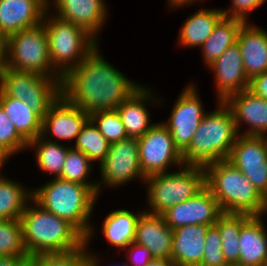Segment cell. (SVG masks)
Instances as JSON below:
<instances>
[{"mask_svg": "<svg viewBox=\"0 0 267 266\" xmlns=\"http://www.w3.org/2000/svg\"><path fill=\"white\" fill-rule=\"evenodd\" d=\"M107 6L106 0H53L48 6V11L85 29L101 43L99 33L110 16Z\"/></svg>", "mask_w": 267, "mask_h": 266, "instance_id": "obj_15", "label": "cell"}, {"mask_svg": "<svg viewBox=\"0 0 267 266\" xmlns=\"http://www.w3.org/2000/svg\"><path fill=\"white\" fill-rule=\"evenodd\" d=\"M224 102L233 114L239 135L267 136L266 99L256 95L248 88L231 95ZM243 124L247 125L244 130L241 129Z\"/></svg>", "mask_w": 267, "mask_h": 266, "instance_id": "obj_18", "label": "cell"}, {"mask_svg": "<svg viewBox=\"0 0 267 266\" xmlns=\"http://www.w3.org/2000/svg\"><path fill=\"white\" fill-rule=\"evenodd\" d=\"M225 264L221 235L218 228L212 225L205 236V250L200 266H224Z\"/></svg>", "mask_w": 267, "mask_h": 266, "instance_id": "obj_38", "label": "cell"}, {"mask_svg": "<svg viewBox=\"0 0 267 266\" xmlns=\"http://www.w3.org/2000/svg\"><path fill=\"white\" fill-rule=\"evenodd\" d=\"M2 256L30 257L24 245L20 219H0V257Z\"/></svg>", "mask_w": 267, "mask_h": 266, "instance_id": "obj_34", "label": "cell"}, {"mask_svg": "<svg viewBox=\"0 0 267 266\" xmlns=\"http://www.w3.org/2000/svg\"><path fill=\"white\" fill-rule=\"evenodd\" d=\"M145 266H175V265H174V262L172 260H169V259L153 258Z\"/></svg>", "mask_w": 267, "mask_h": 266, "instance_id": "obj_46", "label": "cell"}, {"mask_svg": "<svg viewBox=\"0 0 267 266\" xmlns=\"http://www.w3.org/2000/svg\"><path fill=\"white\" fill-rule=\"evenodd\" d=\"M89 246L66 253L39 254L31 256L29 261L34 266H93L89 256Z\"/></svg>", "mask_w": 267, "mask_h": 266, "instance_id": "obj_35", "label": "cell"}, {"mask_svg": "<svg viewBox=\"0 0 267 266\" xmlns=\"http://www.w3.org/2000/svg\"><path fill=\"white\" fill-rule=\"evenodd\" d=\"M6 68L62 78L52 67L44 24L7 37Z\"/></svg>", "mask_w": 267, "mask_h": 266, "instance_id": "obj_9", "label": "cell"}, {"mask_svg": "<svg viewBox=\"0 0 267 266\" xmlns=\"http://www.w3.org/2000/svg\"><path fill=\"white\" fill-rule=\"evenodd\" d=\"M212 225H187L173 230L171 260L175 266H200L205 236Z\"/></svg>", "mask_w": 267, "mask_h": 266, "instance_id": "obj_23", "label": "cell"}, {"mask_svg": "<svg viewBox=\"0 0 267 266\" xmlns=\"http://www.w3.org/2000/svg\"><path fill=\"white\" fill-rule=\"evenodd\" d=\"M7 37L0 32V72L6 68Z\"/></svg>", "mask_w": 267, "mask_h": 266, "instance_id": "obj_44", "label": "cell"}, {"mask_svg": "<svg viewBox=\"0 0 267 266\" xmlns=\"http://www.w3.org/2000/svg\"><path fill=\"white\" fill-rule=\"evenodd\" d=\"M88 120L87 112L60 95L42 119L41 137L51 142L63 143L64 141V144L69 142L72 146Z\"/></svg>", "mask_w": 267, "mask_h": 266, "instance_id": "obj_14", "label": "cell"}, {"mask_svg": "<svg viewBox=\"0 0 267 266\" xmlns=\"http://www.w3.org/2000/svg\"><path fill=\"white\" fill-rule=\"evenodd\" d=\"M134 242L146 247L153 258L171 260L173 230L162 215L144 211L137 221Z\"/></svg>", "mask_w": 267, "mask_h": 266, "instance_id": "obj_21", "label": "cell"}, {"mask_svg": "<svg viewBox=\"0 0 267 266\" xmlns=\"http://www.w3.org/2000/svg\"><path fill=\"white\" fill-rule=\"evenodd\" d=\"M48 6L42 0H0V32L6 37L42 23Z\"/></svg>", "mask_w": 267, "mask_h": 266, "instance_id": "obj_20", "label": "cell"}, {"mask_svg": "<svg viewBox=\"0 0 267 266\" xmlns=\"http://www.w3.org/2000/svg\"><path fill=\"white\" fill-rule=\"evenodd\" d=\"M10 157L3 151L0 149V175H2L3 173H1L4 170V166H6L9 161ZM3 169V170H1Z\"/></svg>", "mask_w": 267, "mask_h": 266, "instance_id": "obj_47", "label": "cell"}, {"mask_svg": "<svg viewBox=\"0 0 267 266\" xmlns=\"http://www.w3.org/2000/svg\"><path fill=\"white\" fill-rule=\"evenodd\" d=\"M205 0H166L167 2V9L169 8V10L173 9V10H176L179 8H184L185 7H188L190 5H193V4H201V2H204Z\"/></svg>", "mask_w": 267, "mask_h": 266, "instance_id": "obj_43", "label": "cell"}, {"mask_svg": "<svg viewBox=\"0 0 267 266\" xmlns=\"http://www.w3.org/2000/svg\"><path fill=\"white\" fill-rule=\"evenodd\" d=\"M47 6L51 4L53 0H42Z\"/></svg>", "mask_w": 267, "mask_h": 266, "instance_id": "obj_49", "label": "cell"}, {"mask_svg": "<svg viewBox=\"0 0 267 266\" xmlns=\"http://www.w3.org/2000/svg\"><path fill=\"white\" fill-rule=\"evenodd\" d=\"M248 214L223 213L214 224L221 235L222 253L226 263H239V235Z\"/></svg>", "mask_w": 267, "mask_h": 266, "instance_id": "obj_31", "label": "cell"}, {"mask_svg": "<svg viewBox=\"0 0 267 266\" xmlns=\"http://www.w3.org/2000/svg\"><path fill=\"white\" fill-rule=\"evenodd\" d=\"M265 203H266V206H267V196L265 197Z\"/></svg>", "mask_w": 267, "mask_h": 266, "instance_id": "obj_51", "label": "cell"}, {"mask_svg": "<svg viewBox=\"0 0 267 266\" xmlns=\"http://www.w3.org/2000/svg\"><path fill=\"white\" fill-rule=\"evenodd\" d=\"M249 89L256 95L267 100V71L255 76L250 81Z\"/></svg>", "mask_w": 267, "mask_h": 266, "instance_id": "obj_41", "label": "cell"}, {"mask_svg": "<svg viewBox=\"0 0 267 266\" xmlns=\"http://www.w3.org/2000/svg\"><path fill=\"white\" fill-rule=\"evenodd\" d=\"M72 147L83 152L93 163L96 162L99 165L107 156L110 143L89 119L82 127Z\"/></svg>", "mask_w": 267, "mask_h": 266, "instance_id": "obj_33", "label": "cell"}, {"mask_svg": "<svg viewBox=\"0 0 267 266\" xmlns=\"http://www.w3.org/2000/svg\"><path fill=\"white\" fill-rule=\"evenodd\" d=\"M206 187L223 213L267 215L265 198L244 174L227 159L205 168Z\"/></svg>", "mask_w": 267, "mask_h": 266, "instance_id": "obj_5", "label": "cell"}, {"mask_svg": "<svg viewBox=\"0 0 267 266\" xmlns=\"http://www.w3.org/2000/svg\"><path fill=\"white\" fill-rule=\"evenodd\" d=\"M89 119L110 144L129 138L117 110L96 111Z\"/></svg>", "mask_w": 267, "mask_h": 266, "instance_id": "obj_36", "label": "cell"}, {"mask_svg": "<svg viewBox=\"0 0 267 266\" xmlns=\"http://www.w3.org/2000/svg\"><path fill=\"white\" fill-rule=\"evenodd\" d=\"M0 105L17 133L29 143L42 132V118L20 99L7 96L0 89Z\"/></svg>", "mask_w": 267, "mask_h": 266, "instance_id": "obj_27", "label": "cell"}, {"mask_svg": "<svg viewBox=\"0 0 267 266\" xmlns=\"http://www.w3.org/2000/svg\"><path fill=\"white\" fill-rule=\"evenodd\" d=\"M94 166L96 165L83 152L71 146L68 149L65 163L58 178L87 185L97 194V181H93L92 178L89 179Z\"/></svg>", "mask_w": 267, "mask_h": 266, "instance_id": "obj_32", "label": "cell"}, {"mask_svg": "<svg viewBox=\"0 0 267 266\" xmlns=\"http://www.w3.org/2000/svg\"><path fill=\"white\" fill-rule=\"evenodd\" d=\"M264 215H250L241 225L239 263L262 266L267 261V227Z\"/></svg>", "mask_w": 267, "mask_h": 266, "instance_id": "obj_24", "label": "cell"}, {"mask_svg": "<svg viewBox=\"0 0 267 266\" xmlns=\"http://www.w3.org/2000/svg\"><path fill=\"white\" fill-rule=\"evenodd\" d=\"M30 257L2 256L0 266H24Z\"/></svg>", "mask_w": 267, "mask_h": 266, "instance_id": "obj_42", "label": "cell"}, {"mask_svg": "<svg viewBox=\"0 0 267 266\" xmlns=\"http://www.w3.org/2000/svg\"><path fill=\"white\" fill-rule=\"evenodd\" d=\"M23 240L28 255L66 253L81 248L85 237L67 220L31 200L21 215Z\"/></svg>", "mask_w": 267, "mask_h": 266, "instance_id": "obj_4", "label": "cell"}, {"mask_svg": "<svg viewBox=\"0 0 267 266\" xmlns=\"http://www.w3.org/2000/svg\"><path fill=\"white\" fill-rule=\"evenodd\" d=\"M27 148L28 143L17 133L0 105V149L12 158L27 151Z\"/></svg>", "mask_w": 267, "mask_h": 266, "instance_id": "obj_37", "label": "cell"}, {"mask_svg": "<svg viewBox=\"0 0 267 266\" xmlns=\"http://www.w3.org/2000/svg\"><path fill=\"white\" fill-rule=\"evenodd\" d=\"M98 198L87 185L59 178H52L32 188V200L44 210L72 224L85 237V243L90 248L97 230L91 223V217Z\"/></svg>", "mask_w": 267, "mask_h": 266, "instance_id": "obj_2", "label": "cell"}, {"mask_svg": "<svg viewBox=\"0 0 267 266\" xmlns=\"http://www.w3.org/2000/svg\"><path fill=\"white\" fill-rule=\"evenodd\" d=\"M222 214L218 201L205 187L196 196L168 208L161 215L175 230L187 225H214Z\"/></svg>", "mask_w": 267, "mask_h": 266, "instance_id": "obj_16", "label": "cell"}, {"mask_svg": "<svg viewBox=\"0 0 267 266\" xmlns=\"http://www.w3.org/2000/svg\"><path fill=\"white\" fill-rule=\"evenodd\" d=\"M144 211L133 212L124 207L114 209L104 217L101 232L106 242L117 248L114 249L116 254L134 242L137 221Z\"/></svg>", "mask_w": 267, "mask_h": 266, "instance_id": "obj_25", "label": "cell"}, {"mask_svg": "<svg viewBox=\"0 0 267 266\" xmlns=\"http://www.w3.org/2000/svg\"><path fill=\"white\" fill-rule=\"evenodd\" d=\"M42 23L47 34L50 62L62 78L100 44L85 29L48 10Z\"/></svg>", "mask_w": 267, "mask_h": 266, "instance_id": "obj_6", "label": "cell"}, {"mask_svg": "<svg viewBox=\"0 0 267 266\" xmlns=\"http://www.w3.org/2000/svg\"><path fill=\"white\" fill-rule=\"evenodd\" d=\"M89 256H90L93 266H102L101 265L102 260H100L101 258H99L102 255H98L97 253L93 252V250H91L89 251ZM125 262L126 261L122 262L121 265L119 264L117 265V263L115 262V263H111L112 265H108V266H129L128 263L127 262L125 263Z\"/></svg>", "mask_w": 267, "mask_h": 266, "instance_id": "obj_45", "label": "cell"}, {"mask_svg": "<svg viewBox=\"0 0 267 266\" xmlns=\"http://www.w3.org/2000/svg\"><path fill=\"white\" fill-rule=\"evenodd\" d=\"M267 0H231V6L227 8H221L224 16L239 18L245 22H250L249 14L262 7Z\"/></svg>", "mask_w": 267, "mask_h": 266, "instance_id": "obj_39", "label": "cell"}, {"mask_svg": "<svg viewBox=\"0 0 267 266\" xmlns=\"http://www.w3.org/2000/svg\"><path fill=\"white\" fill-rule=\"evenodd\" d=\"M224 266H247V265H243L241 263H226Z\"/></svg>", "mask_w": 267, "mask_h": 266, "instance_id": "obj_48", "label": "cell"}, {"mask_svg": "<svg viewBox=\"0 0 267 266\" xmlns=\"http://www.w3.org/2000/svg\"><path fill=\"white\" fill-rule=\"evenodd\" d=\"M227 160L264 198L267 196V136L239 135Z\"/></svg>", "mask_w": 267, "mask_h": 266, "instance_id": "obj_13", "label": "cell"}, {"mask_svg": "<svg viewBox=\"0 0 267 266\" xmlns=\"http://www.w3.org/2000/svg\"><path fill=\"white\" fill-rule=\"evenodd\" d=\"M175 100L169 117L162 123L168 128L174 145L182 154L189 147L194 133L207 112L194 82L185 85Z\"/></svg>", "mask_w": 267, "mask_h": 266, "instance_id": "obj_12", "label": "cell"}, {"mask_svg": "<svg viewBox=\"0 0 267 266\" xmlns=\"http://www.w3.org/2000/svg\"><path fill=\"white\" fill-rule=\"evenodd\" d=\"M224 16L221 8H200L188 16L178 33V45L182 48L198 47L210 37L218 21Z\"/></svg>", "mask_w": 267, "mask_h": 266, "instance_id": "obj_26", "label": "cell"}, {"mask_svg": "<svg viewBox=\"0 0 267 266\" xmlns=\"http://www.w3.org/2000/svg\"><path fill=\"white\" fill-rule=\"evenodd\" d=\"M70 147L69 144L51 142L38 136L28 143L27 150L34 151L36 167H39L42 173L52 174L53 178H58Z\"/></svg>", "mask_w": 267, "mask_h": 266, "instance_id": "obj_30", "label": "cell"}, {"mask_svg": "<svg viewBox=\"0 0 267 266\" xmlns=\"http://www.w3.org/2000/svg\"><path fill=\"white\" fill-rule=\"evenodd\" d=\"M208 69L214 74L216 101L224 102L231 95L248 89L250 86L237 42L228 47Z\"/></svg>", "mask_w": 267, "mask_h": 266, "instance_id": "obj_17", "label": "cell"}, {"mask_svg": "<svg viewBox=\"0 0 267 266\" xmlns=\"http://www.w3.org/2000/svg\"><path fill=\"white\" fill-rule=\"evenodd\" d=\"M123 250H125L124 253H127L125 254L127 260H124L129 266H145L153 259L150 251L146 247L135 242H132Z\"/></svg>", "mask_w": 267, "mask_h": 266, "instance_id": "obj_40", "label": "cell"}, {"mask_svg": "<svg viewBox=\"0 0 267 266\" xmlns=\"http://www.w3.org/2000/svg\"><path fill=\"white\" fill-rule=\"evenodd\" d=\"M243 67L251 81L255 76L267 71V31L252 22H245L238 34Z\"/></svg>", "mask_w": 267, "mask_h": 266, "instance_id": "obj_22", "label": "cell"}, {"mask_svg": "<svg viewBox=\"0 0 267 266\" xmlns=\"http://www.w3.org/2000/svg\"><path fill=\"white\" fill-rule=\"evenodd\" d=\"M152 88L143 85L126 99L116 110L119 113L125 127L127 136L139 138L143 136L156 122L151 121L150 106L163 105V99L157 96ZM162 103V104H161Z\"/></svg>", "mask_w": 267, "mask_h": 266, "instance_id": "obj_19", "label": "cell"}, {"mask_svg": "<svg viewBox=\"0 0 267 266\" xmlns=\"http://www.w3.org/2000/svg\"><path fill=\"white\" fill-rule=\"evenodd\" d=\"M147 213L161 215L168 208L196 196L206 187V172L200 167L182 166L156 173L144 180Z\"/></svg>", "mask_w": 267, "mask_h": 266, "instance_id": "obj_7", "label": "cell"}, {"mask_svg": "<svg viewBox=\"0 0 267 266\" xmlns=\"http://www.w3.org/2000/svg\"><path fill=\"white\" fill-rule=\"evenodd\" d=\"M215 106V110L204 115L189 147L182 153L183 166L205 169L228 158L239 133L225 102L217 101Z\"/></svg>", "mask_w": 267, "mask_h": 266, "instance_id": "obj_3", "label": "cell"}, {"mask_svg": "<svg viewBox=\"0 0 267 266\" xmlns=\"http://www.w3.org/2000/svg\"><path fill=\"white\" fill-rule=\"evenodd\" d=\"M98 170V197L104 188L120 189L121 186L124 187L138 179L144 183L146 176L142 173L139 163L138 138L129 137L110 144L107 156L99 164Z\"/></svg>", "mask_w": 267, "mask_h": 266, "instance_id": "obj_10", "label": "cell"}, {"mask_svg": "<svg viewBox=\"0 0 267 266\" xmlns=\"http://www.w3.org/2000/svg\"><path fill=\"white\" fill-rule=\"evenodd\" d=\"M61 81L62 78L10 68L0 72V89L7 96L27 103L42 119L49 107L60 97Z\"/></svg>", "mask_w": 267, "mask_h": 266, "instance_id": "obj_8", "label": "cell"}, {"mask_svg": "<svg viewBox=\"0 0 267 266\" xmlns=\"http://www.w3.org/2000/svg\"><path fill=\"white\" fill-rule=\"evenodd\" d=\"M21 181L0 175V219L17 220L21 218L26 205L32 200V188Z\"/></svg>", "mask_w": 267, "mask_h": 266, "instance_id": "obj_29", "label": "cell"}, {"mask_svg": "<svg viewBox=\"0 0 267 266\" xmlns=\"http://www.w3.org/2000/svg\"><path fill=\"white\" fill-rule=\"evenodd\" d=\"M242 19L223 16L210 37L200 46L202 58L207 68L219 58L225 50L237 42V37L242 25Z\"/></svg>", "mask_w": 267, "mask_h": 266, "instance_id": "obj_28", "label": "cell"}, {"mask_svg": "<svg viewBox=\"0 0 267 266\" xmlns=\"http://www.w3.org/2000/svg\"><path fill=\"white\" fill-rule=\"evenodd\" d=\"M24 266H34L30 261H28Z\"/></svg>", "mask_w": 267, "mask_h": 266, "instance_id": "obj_50", "label": "cell"}, {"mask_svg": "<svg viewBox=\"0 0 267 266\" xmlns=\"http://www.w3.org/2000/svg\"><path fill=\"white\" fill-rule=\"evenodd\" d=\"M98 46L61 81V95L89 115L116 110L143 84L125 76L100 53Z\"/></svg>", "mask_w": 267, "mask_h": 266, "instance_id": "obj_1", "label": "cell"}, {"mask_svg": "<svg viewBox=\"0 0 267 266\" xmlns=\"http://www.w3.org/2000/svg\"><path fill=\"white\" fill-rule=\"evenodd\" d=\"M138 150L140 167L146 177L171 172L174 171L173 168L183 166L182 154L174 145L171 133L161 120L138 138Z\"/></svg>", "mask_w": 267, "mask_h": 266, "instance_id": "obj_11", "label": "cell"}]
</instances>
